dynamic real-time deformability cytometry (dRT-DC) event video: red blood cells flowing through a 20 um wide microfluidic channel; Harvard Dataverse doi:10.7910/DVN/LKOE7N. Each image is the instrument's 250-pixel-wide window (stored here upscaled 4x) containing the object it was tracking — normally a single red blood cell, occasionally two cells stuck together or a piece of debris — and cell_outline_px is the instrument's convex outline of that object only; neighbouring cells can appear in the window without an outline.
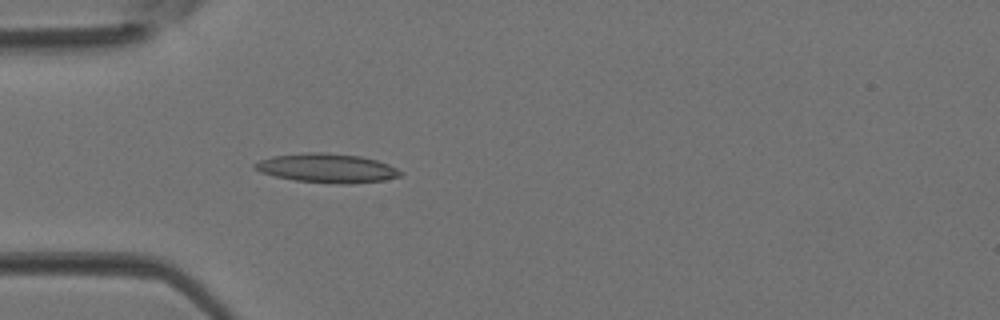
{"species": "Egyptian fruit bat (a non-hibernating species)", "species_latin": "Rousettus aegyptiacus", "temperature_condition": "room temperature", "stored_images_in_passage": 2, "camera_frame_rate_fps": 3000, "um_per_image_px": 0.085, "animal": {"sex": "female"}, "frame": {"image": 1, "passage_image": 2, "time_ms": 0.333, "image_size_px": [1000, 320], "cell_outline_px": [[404, 176], [384, 180], [352, 184], [340, 184], [296, 180], [276, 176], [260, 172], [252, 168], [252, 164], [260, 160], [272, 156], [308, 152], [320, 152], [360, 156], [376, 160], [388, 164], [404, 172]], "centroid_in_image_um": [27.82, 14.29], "position_along_channel_um": 57.2, "area_um2": 24.74}}